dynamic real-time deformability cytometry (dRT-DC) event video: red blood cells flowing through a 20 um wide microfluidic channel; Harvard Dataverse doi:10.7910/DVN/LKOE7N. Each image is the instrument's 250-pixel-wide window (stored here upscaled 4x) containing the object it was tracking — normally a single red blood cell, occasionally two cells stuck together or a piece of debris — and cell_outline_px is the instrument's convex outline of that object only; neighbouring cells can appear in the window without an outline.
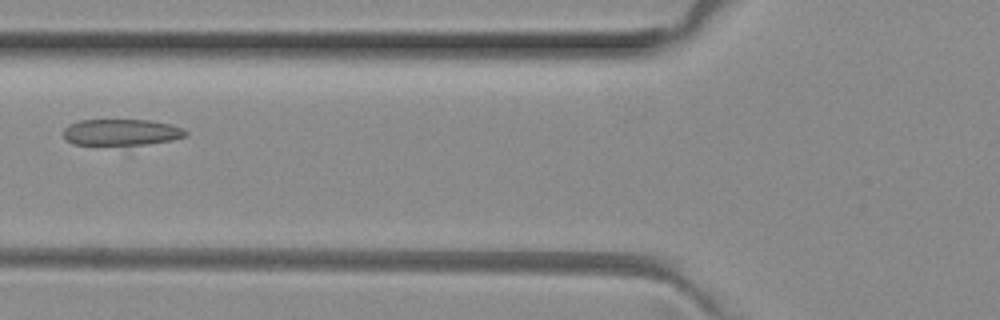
{"species": "common noctule bat (a hibernating species)", "species_latin": "Nyctalus noctula", "temperature_condition": "room temperature", "stored_images_in_passage": 8, "camera_frame_rate_fps": 3000, "um_per_image_px": 0.085, "animal": {"sex": "female", "body_mass_g": 29.2, "forearm_length_mm": 56.3}, "frame": {"image": 1, "passage_image": 5, "time_ms": 1.333, "image_size_px": [1000, 320], "cell_outline_px": [[188, 136], [172, 140], [144, 144], [72, 144], [64, 136], [64, 128], [68, 124], [80, 120], [152, 120], [172, 124], [184, 128], [188, 132]], "centroid_in_image_um": [10.37, 11.22], "position_along_channel_um": 115.4, "area_um2": 18.73}}
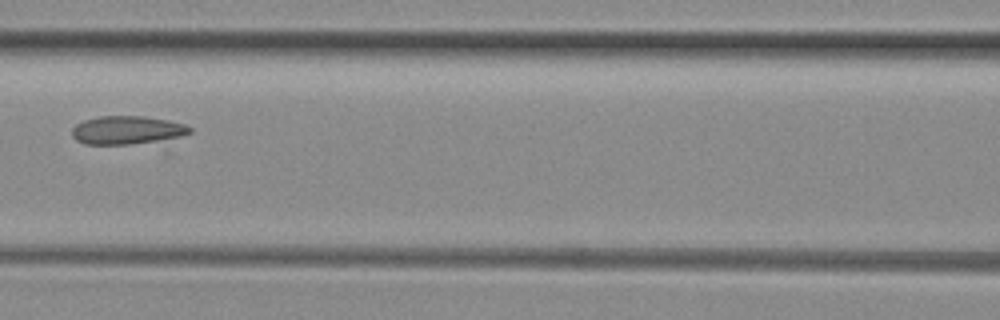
{"frame": {"image": 2, "passage_image": 6, "time_ms": 1.667, "image_size_px": [1000, 320], "cell_outline_px": [[192, 132], [180, 136], [156, 140], [128, 144], [84, 144], [76, 140], [72, 136], [72, 128], [76, 124], [84, 120], [100, 116], [144, 116], [168, 120], [184, 124], [192, 128]], "centroid_in_image_um": [10.76, 11.04], "position_along_channel_um": 155.8, "area_um2": 19.19}}